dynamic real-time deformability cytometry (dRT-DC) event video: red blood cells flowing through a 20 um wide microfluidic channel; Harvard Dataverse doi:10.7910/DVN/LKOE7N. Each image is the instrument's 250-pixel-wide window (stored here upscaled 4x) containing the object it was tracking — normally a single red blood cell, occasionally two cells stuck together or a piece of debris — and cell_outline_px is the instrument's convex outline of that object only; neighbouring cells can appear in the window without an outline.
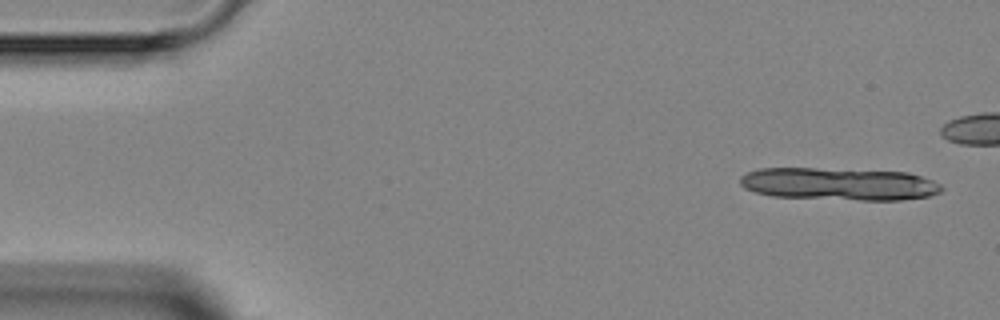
{"species": "Egyptian fruit bat (a non-hibernating species)", "species_latin": "Rousettus aegyptiacus", "temperature_condition": "room temperature", "stored_images_in_passage": 5, "camera_frame_rate_fps": 3000, "um_per_image_px": 0.085, "animal": {"sex": "female"}, "frame": {"image": 1, "passage_image": 1, "time_ms": 0.0, "image_size_px": [1000, 320], "cell_outline_px": [[944, 188], [940, 192], [928, 196], [900, 200], [860, 200], [772, 196], [756, 192], [744, 188], [740, 184], [740, 176], [748, 172], [760, 168], [816, 168], [908, 172], [932, 180], [940, 184]], "centroid_in_image_um": [71.31, 15.63], "position_along_channel_um": 13.7, "area_um2": 38.15}}